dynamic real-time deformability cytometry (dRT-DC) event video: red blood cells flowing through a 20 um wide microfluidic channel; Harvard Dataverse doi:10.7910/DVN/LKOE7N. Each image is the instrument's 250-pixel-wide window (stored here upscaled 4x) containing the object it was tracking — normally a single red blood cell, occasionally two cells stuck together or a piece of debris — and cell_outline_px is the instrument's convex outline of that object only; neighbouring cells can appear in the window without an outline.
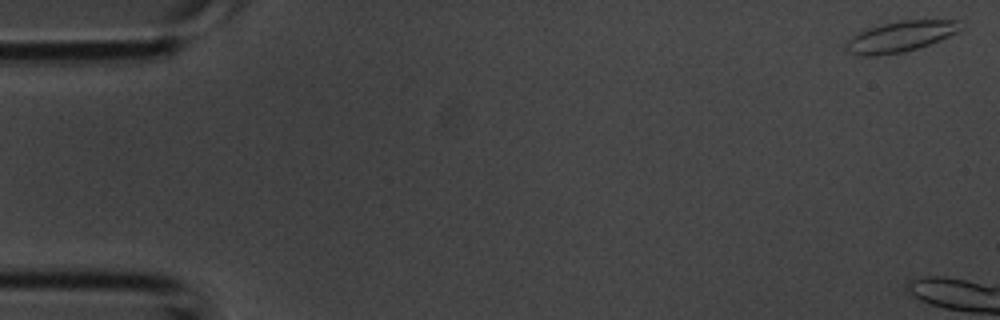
{"species": "common noctule bat (a hibernating species)", "species_latin": "Nyctalus noctula", "temperature_condition": "room temperature", "stored_images_in_passage": 5, "camera_frame_rate_fps": 3000, "um_per_image_px": 0.085, "animal": {"sex": "male", "body_mass_g": 20.1, "forearm_length_mm": 53.5}, "frame": {"image": 1, "passage_image": 1, "time_ms": 0.0, "image_size_px": [1000, 320], "cell_outline_px": [[956, 32], [940, 40], [904, 52], [876, 56], [860, 56], [848, 52], [844, 48], [844, 44], [852, 36], [868, 28], [900, 20], [956, 20]], "centroid_in_image_um": [76.41, 3.13], "position_along_channel_um": 8.6, "area_um2": 20.0}}